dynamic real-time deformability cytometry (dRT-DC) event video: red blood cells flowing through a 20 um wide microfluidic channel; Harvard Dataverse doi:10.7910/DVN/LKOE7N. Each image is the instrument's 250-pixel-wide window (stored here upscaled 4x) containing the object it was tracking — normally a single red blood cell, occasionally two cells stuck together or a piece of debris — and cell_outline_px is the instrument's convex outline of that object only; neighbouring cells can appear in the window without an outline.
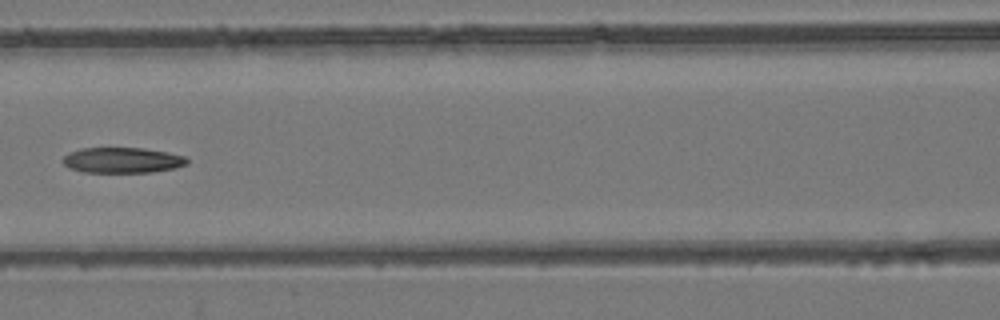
{"species": "common noctule bat (a hibernating species)", "species_latin": "Nyctalus noctula", "temperature_condition": "room temperature", "stored_images_in_passage": 6, "camera_frame_rate_fps": 3000, "um_per_image_px": 0.085, "animal": {"sex": "female", "body_mass_g": 24.6, "forearm_length_mm": 56.2}, "frame": {"image": 1, "passage_image": 6, "time_ms": 5.667, "image_size_px": [1000, 320], "cell_outline_px": [[188, 164], [176, 168], [152, 172], [84, 172], [68, 168], [60, 160], [68, 152], [80, 148], [144, 148], [184, 156], [188, 160]], "centroid_in_image_um": [10.35, 13.62], "position_along_channel_um": 156.2, "area_um2": 18.55}}